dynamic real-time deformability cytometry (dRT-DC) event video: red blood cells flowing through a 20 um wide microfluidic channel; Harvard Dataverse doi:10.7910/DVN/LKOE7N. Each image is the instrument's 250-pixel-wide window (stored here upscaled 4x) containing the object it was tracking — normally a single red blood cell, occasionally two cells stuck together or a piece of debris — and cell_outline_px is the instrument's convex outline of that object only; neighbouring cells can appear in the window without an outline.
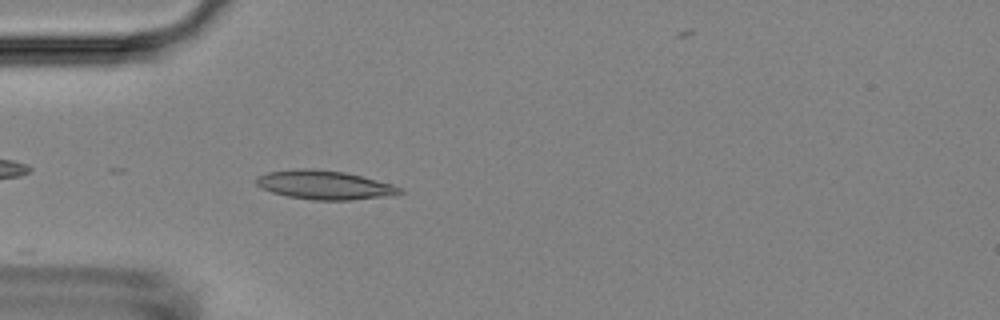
{"species": "Egyptian fruit bat (a non-hibernating species)", "species_latin": "Rousettus aegyptiacus", "temperature_condition": "room temperature", "stored_images_in_passage": 4, "camera_frame_rate_fps": 3000, "um_per_image_px": 0.085, "animal": {"sex": "female"}, "frame": {"image": 1, "passage_image": 4, "time_ms": 1.0, "image_size_px": [1000, 320], "cell_outline_px": [[404, 192], [396, 196], [352, 200], [312, 200], [288, 196], [272, 192], [260, 188], [256, 184], [256, 176], [268, 172], [296, 168], [312, 168], [344, 172], [392, 184], [404, 188]], "centroid_in_image_um": [27.62, 15.73], "position_along_channel_um": 57.4, "area_um2": 24.51}}